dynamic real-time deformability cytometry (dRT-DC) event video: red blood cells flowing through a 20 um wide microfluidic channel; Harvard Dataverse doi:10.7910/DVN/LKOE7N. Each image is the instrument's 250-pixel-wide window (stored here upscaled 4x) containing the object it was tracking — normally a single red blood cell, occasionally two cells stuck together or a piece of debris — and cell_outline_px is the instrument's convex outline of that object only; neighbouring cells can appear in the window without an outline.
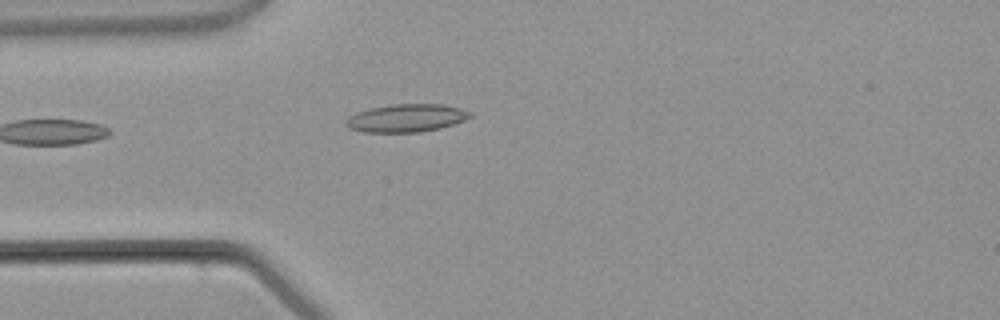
{"species": "common noctule bat (a hibernating species)", "species_latin": "Nyctalus noctula", "temperature_condition": "warm", "stored_images_in_passage": 3, "camera_frame_rate_fps": 3000, "um_per_image_px": 0.085, "animal": {"sex": "male", "body_mass_g": 21.5, "forearm_length_mm": 52.0}, "frame": {"image": 1, "passage_image": 3, "time_ms": 2.667, "image_size_px": [1000, 320], "cell_outline_px": [[472, 116], [464, 120], [440, 128], [420, 132], [364, 132], [348, 128], [348, 120], [356, 112], [372, 108], [392, 104], [440, 104], [460, 108], [472, 112]], "centroid_in_image_um": [34.59, 10.03], "position_along_channel_um": 50.4, "area_um2": 19.88}}